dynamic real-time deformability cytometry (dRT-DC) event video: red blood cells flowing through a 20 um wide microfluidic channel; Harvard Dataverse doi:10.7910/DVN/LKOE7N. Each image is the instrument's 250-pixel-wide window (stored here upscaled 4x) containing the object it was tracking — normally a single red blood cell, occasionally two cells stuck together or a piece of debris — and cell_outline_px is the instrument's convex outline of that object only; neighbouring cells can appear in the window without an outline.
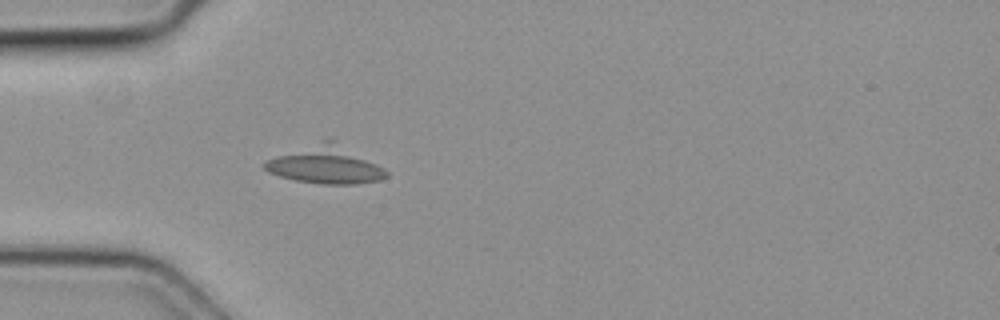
{"species": "common noctule bat (a hibernating species)", "species_latin": "Nyctalus noctula", "temperature_condition": "cold", "stored_images_in_passage": 4, "camera_frame_rate_fps": 3000, "um_per_image_px": 0.085, "animal": {"sex": "female", "body_mass_g": 19.3, "forearm_length_mm": 54.1}, "frame": {"image": 1, "passage_image": 4, "time_ms": 1.0, "image_size_px": [1000, 320], "cell_outline_px": [[388, 176], [380, 180], [356, 184], [320, 184], [296, 180], [280, 176], [268, 172], [264, 168], [264, 164], [268, 160], [324, 140], [332, 140], [384, 168], [388, 172]], "centroid_in_image_um": [27.71, 14.06], "position_along_channel_um": 57.3, "area_um2": 25.61}}